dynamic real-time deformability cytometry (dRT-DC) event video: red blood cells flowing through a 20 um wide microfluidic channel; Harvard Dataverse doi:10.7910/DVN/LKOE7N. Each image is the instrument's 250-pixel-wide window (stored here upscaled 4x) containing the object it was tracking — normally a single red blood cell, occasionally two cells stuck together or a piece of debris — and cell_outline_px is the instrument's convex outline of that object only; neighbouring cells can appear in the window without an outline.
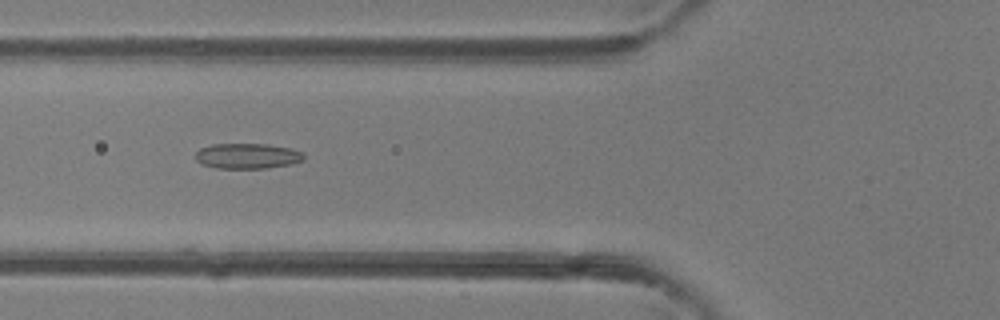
{"species": "common noctule bat (a hibernating species)", "species_latin": "Nyctalus noctula", "temperature_condition": "room temperature", "stored_images_in_passage": 36, "camera_frame_rate_fps": 3000, "um_per_image_px": 0.085, "animal": {"sex": "female"}, "frame": {"image": 1, "passage_image": 7, "time_ms": 2.0, "image_size_px": [1000, 320], "cell_outline_px": [[304, 160], [288, 164], [264, 168], [216, 168], [200, 164], [196, 160], [196, 152], [200, 148], [212, 144], [268, 144], [292, 148], [304, 152]], "centroid_in_image_um": [21.02, 13.25], "position_along_channel_um": 104.8, "area_um2": 16.07}}
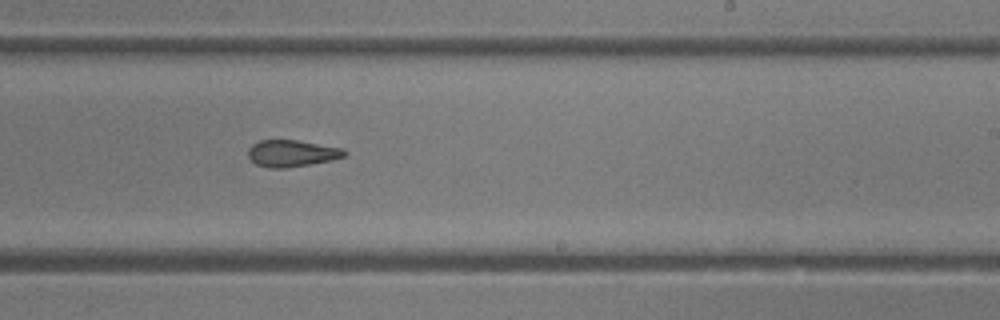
{"frame": {"image": 2, "passage_image": 18, "time_ms": 5.667, "image_size_px": [1000, 320], "cell_outline_px": [[348, 152], [344, 156], [332, 160], [284, 168], [268, 168], [256, 164], [248, 156], [248, 148], [252, 144], [260, 140], [300, 140], [344, 148]], "centroid_in_image_um": [24.81, 13.02], "position_along_channel_um": 264.2, "area_um2": 15.09}}
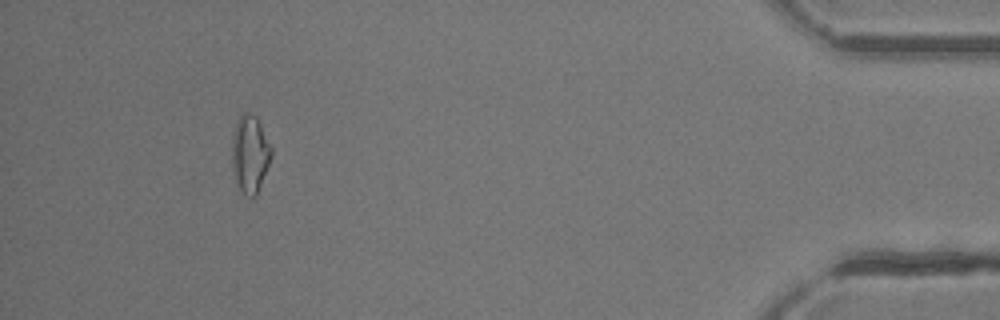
{"frame": {"image": 3, "passage_image": 33, "time_ms": 10.667, "image_size_px": [1000, 320], "cell_outline_px": [[272, 152], [268, 164], [256, 196], [248, 196], [240, 192], [236, 184], [232, 172], [232, 136], [236, 124], [240, 116], [244, 112], [256, 116], [272, 148]], "centroid_in_image_um": [21.22, 13.12], "position_along_channel_um": 414.0, "area_um2": 17.63}, "authors_computed_cell_mechanics": {"area_um2": 15.6927, "velocity_mm_per_s": 4.3444, "shape_relaxation_time_tau1_ms": 6.9631, "shape_relaxation_time_tau2_ms": 3.4903, "deformation_change_tau1": 0.1431, "deformation_change_tau2": 0.1387}}